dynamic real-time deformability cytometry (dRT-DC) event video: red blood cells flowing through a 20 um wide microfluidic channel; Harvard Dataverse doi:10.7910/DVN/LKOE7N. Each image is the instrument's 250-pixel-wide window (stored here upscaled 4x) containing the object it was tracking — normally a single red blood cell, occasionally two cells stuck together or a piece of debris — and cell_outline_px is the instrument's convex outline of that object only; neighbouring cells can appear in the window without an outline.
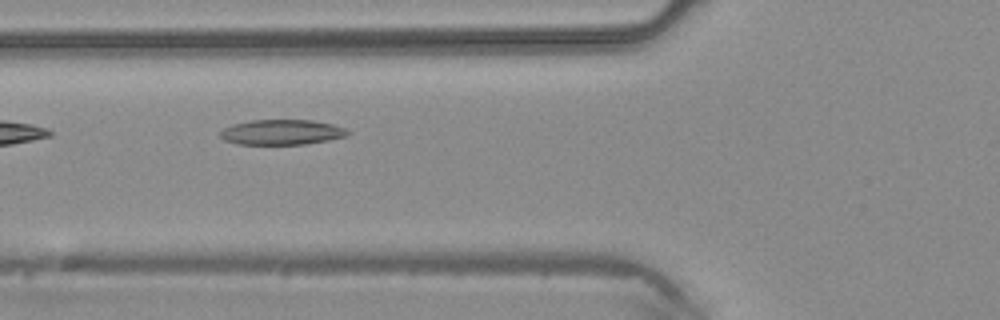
{"species": "common noctule bat (a hibernating species)", "species_latin": "Nyctalus noctula", "temperature_condition": "warm", "stored_images_in_passage": 5, "camera_frame_rate_fps": 3000, "um_per_image_px": 0.085, "animal": {"sex": "male", "body_mass_g": 20.4}, "frame": {"image": 1, "passage_image": 5, "time_ms": 1.333, "image_size_px": [1000, 320], "cell_outline_px": [[352, 132], [344, 136], [328, 140], [304, 144], [240, 144], [224, 140], [220, 136], [220, 132], [224, 128], [232, 124], [252, 120], [312, 120], [332, 124], [344, 128]], "centroid_in_image_um": [23.94, 11.23], "position_along_channel_um": 101.9, "area_um2": 18.55}}